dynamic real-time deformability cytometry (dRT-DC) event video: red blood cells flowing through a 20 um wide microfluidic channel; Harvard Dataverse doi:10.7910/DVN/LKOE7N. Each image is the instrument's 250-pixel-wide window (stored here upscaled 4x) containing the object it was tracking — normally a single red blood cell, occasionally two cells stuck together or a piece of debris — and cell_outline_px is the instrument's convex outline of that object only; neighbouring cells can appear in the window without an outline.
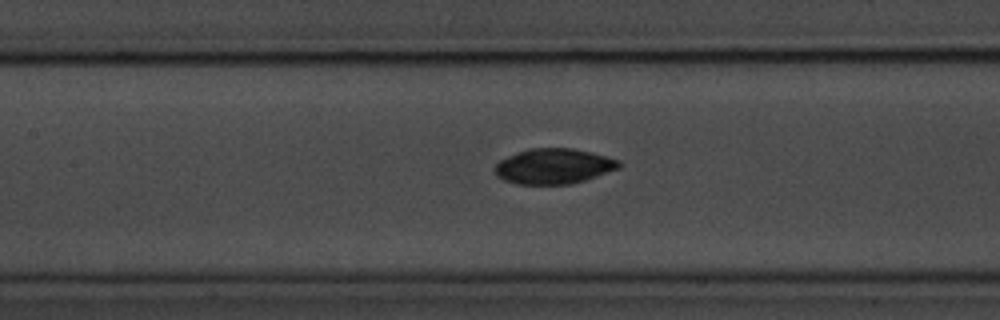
{"species": "common noctule bat (a hibernating species)", "species_latin": "Nyctalus noctula", "temperature_condition": "room temperature", "stored_images_in_passage": 45, "camera_frame_rate_fps": 3000, "um_per_image_px": 0.085, "animal": {"sex": "male", "body_mass_g": 20.1, "forearm_length_mm": 53.5}, "frame": {"image": 1, "passage_image": 26, "time_ms": 8.333, "image_size_px": [1000, 320], "cell_outline_px": [[620, 168], [572, 184], [516, 184], [504, 180], [496, 176], [496, 164], [500, 160], [516, 152], [528, 148], [572, 148], [604, 156], [616, 160], [620, 164]], "centroid_in_image_um": [47.02, 14.13], "position_along_channel_um": 160.4, "area_um2": 25.26}}